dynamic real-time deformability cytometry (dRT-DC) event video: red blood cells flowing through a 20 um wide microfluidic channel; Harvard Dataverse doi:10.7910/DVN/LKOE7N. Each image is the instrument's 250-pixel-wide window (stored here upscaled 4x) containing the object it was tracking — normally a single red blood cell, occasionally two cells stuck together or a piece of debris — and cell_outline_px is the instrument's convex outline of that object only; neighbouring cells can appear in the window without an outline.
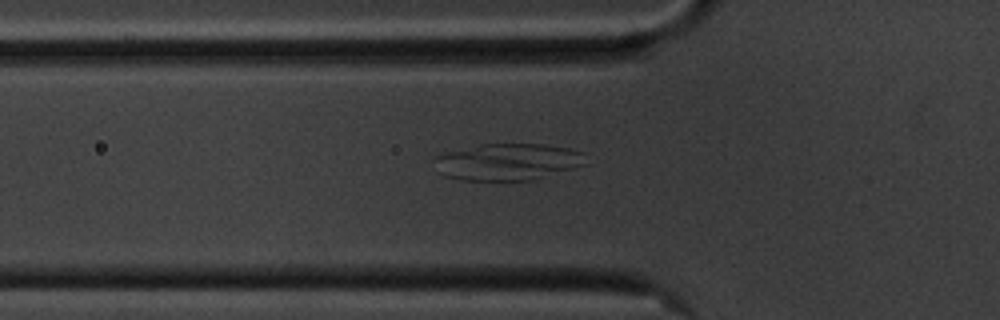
{"species": "common noctule bat (a hibernating species)", "species_latin": "Nyctalus noctula", "temperature_condition": "cold", "stored_images_in_passage": 48, "camera_frame_rate_fps": 3000, "um_per_image_px": 0.085, "animal": {"sex": "male", "body_mass_g": 20.1, "forearm_length_mm": 53.5}, "frame": {"image": 1, "passage_image": 10, "time_ms": 3.0, "image_size_px": [1000, 320], "cell_outline_px": [[588, 164], [532, 180], [460, 180], [444, 176], [436, 172], [432, 160], [436, 156], [448, 152], [480, 144], [544, 144], [568, 148], [584, 152]], "centroid_in_image_um": [43.14, 13.76], "position_along_channel_um": 82.7, "area_um2": 32.71}}
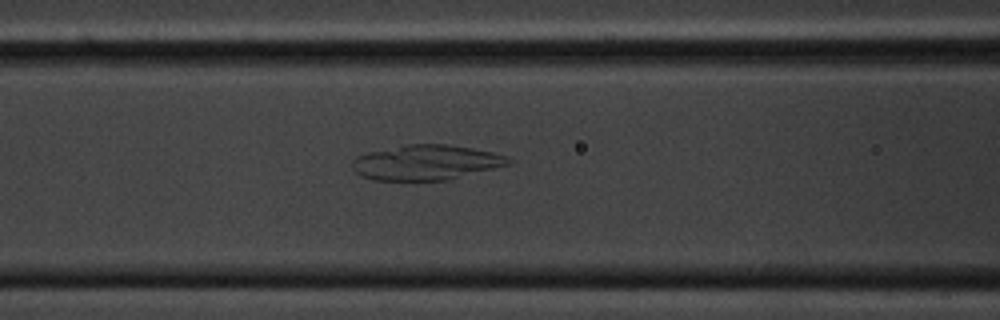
{"frame": {"image": 2, "passage_image": 14, "time_ms": 4.333, "image_size_px": [1000, 320], "cell_outline_px": [[512, 164], [448, 180], [372, 180], [360, 176], [352, 168], [352, 160], [356, 156], [368, 152], [408, 144], [444, 144], [472, 148], [492, 152], [508, 156], [512, 160]], "centroid_in_image_um": [36.23, 13.81], "position_along_channel_um": 130.4, "area_um2": 32.02}}
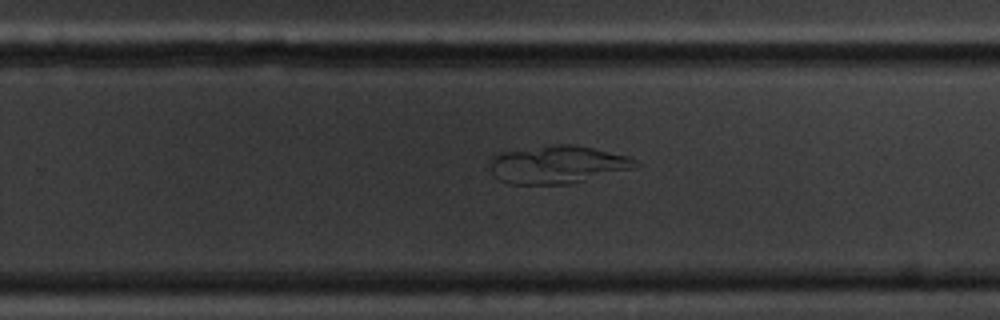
{"frame": {"image": 3, "passage_image": 27, "time_ms": 8.667, "image_size_px": [1000, 320], "cell_outline_px": [[640, 164], [632, 168], [572, 184], [508, 184], [500, 180], [492, 172], [492, 156], [500, 152], [556, 144], [572, 144], [592, 148], [628, 156]], "centroid_in_image_um": [47.38, 13.99], "position_along_channel_um": 282.4, "area_um2": 31.73}}